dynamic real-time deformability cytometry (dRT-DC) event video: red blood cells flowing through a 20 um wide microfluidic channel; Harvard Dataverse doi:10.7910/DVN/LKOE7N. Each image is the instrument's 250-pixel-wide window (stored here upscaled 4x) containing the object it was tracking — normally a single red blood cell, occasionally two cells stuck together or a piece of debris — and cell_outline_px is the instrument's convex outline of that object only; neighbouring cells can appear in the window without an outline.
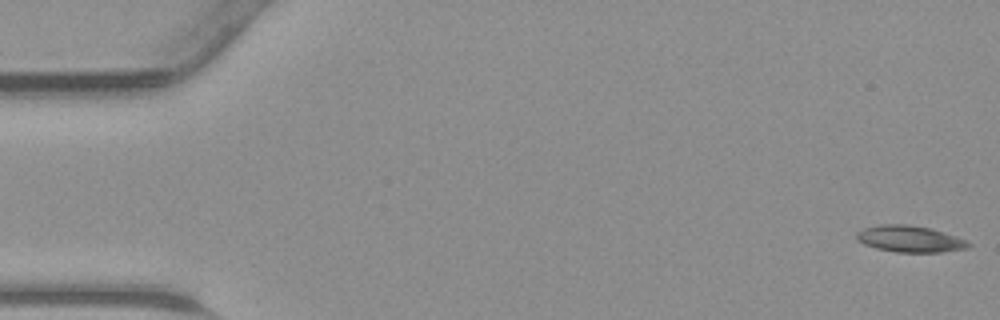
{"species": "common noctule bat (a hibernating species)", "species_latin": "Nyctalus noctula", "temperature_condition": "warm", "stored_images_in_passage": 45, "camera_frame_rate_fps": 3000, "um_per_image_px": 0.085, "animal": {"sex": "male", "body_mass_g": 23.1, "forearm_length_mm": 52.7}, "frame": {"image": 1, "passage_image": 1, "time_ms": 0.0, "image_size_px": [1000, 320], "cell_outline_px": [[972, 244], [968, 248], [940, 252], [896, 252], [876, 248], [864, 244], [856, 240], [856, 232], [864, 228], [880, 224], [904, 224], [928, 228], [956, 236]], "centroid_in_image_um": [77.29, 20.31], "position_along_channel_um": 7.7, "area_um2": 17.11}}
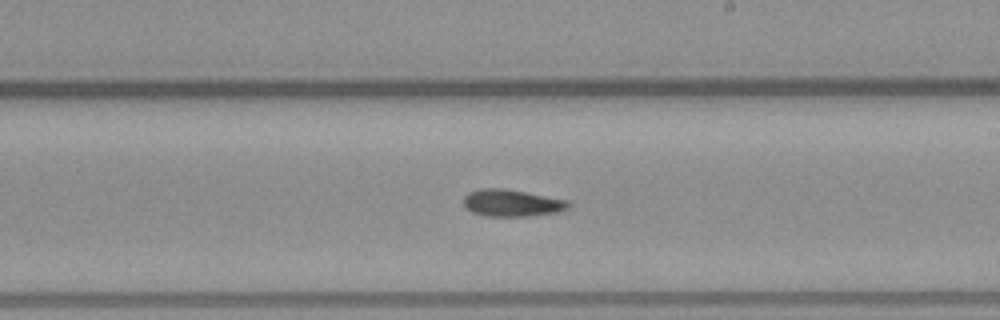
{"frame": {"image": 2, "passage_image": 26, "time_ms": 8.333, "image_size_px": [1000, 320], "cell_outline_px": [[572, 204], [568, 208], [556, 212], [524, 216], [484, 216], [472, 212], [464, 208], [464, 196], [468, 192], [480, 188], [504, 188], [568, 200]], "centroid_in_image_um": [43.47, 17.24], "position_along_channel_um": 245.5, "area_um2": 16.53}}
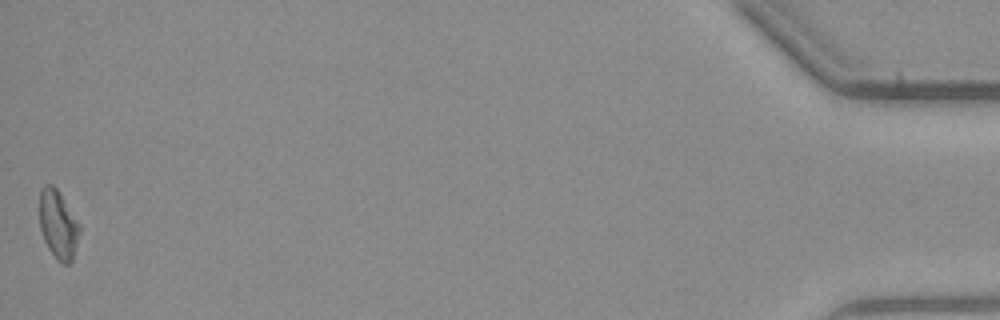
{"frame": {"image": 3, "passage_image": 45, "time_ms": 14.667, "image_size_px": [1000, 320], "cell_outline_px": [[80, 232], [72, 260], [68, 264], [64, 264], [56, 260], [48, 248], [44, 240], [40, 228], [40, 192], [44, 184], [52, 184], [60, 192], [80, 224]], "centroid_in_image_um": [4.95, 19.08], "position_along_channel_um": 430.3, "area_um2": 16.07}}